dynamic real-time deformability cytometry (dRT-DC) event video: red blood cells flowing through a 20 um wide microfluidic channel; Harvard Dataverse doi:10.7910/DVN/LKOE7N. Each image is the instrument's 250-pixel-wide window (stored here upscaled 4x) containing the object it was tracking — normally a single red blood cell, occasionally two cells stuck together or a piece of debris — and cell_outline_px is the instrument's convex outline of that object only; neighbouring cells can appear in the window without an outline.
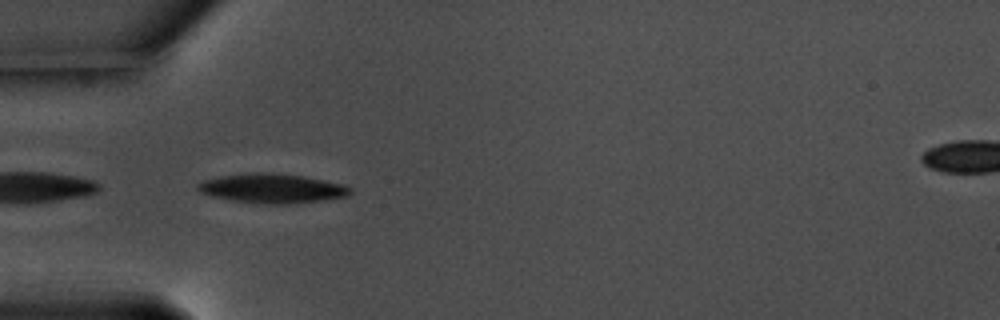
{"species": "common noctule bat (a hibernating species)", "species_latin": "Nyctalus noctula", "temperature_condition": "warm", "stored_images_in_passage": 38, "camera_frame_rate_fps": 3000, "um_per_image_px": 0.085, "animal": {"sex": "male", "body_mass_g": 17.5, "forearm_length_mm": 52.3}, "frame": {"image": 1, "passage_image": 1, "time_ms": 0.0, "image_size_px": [1000, 320], "cell_outline_px": [[352, 192], [348, 196], [320, 200], [288, 204], [264, 204], [232, 200], [212, 196], [200, 192], [196, 188], [196, 184], [204, 180], [220, 176], [256, 172], [264, 172], [304, 176], [344, 184], [352, 188]], "centroid_in_image_um": [23.14, 16.01], "position_along_channel_um": 61.9, "area_um2": 26.01}}
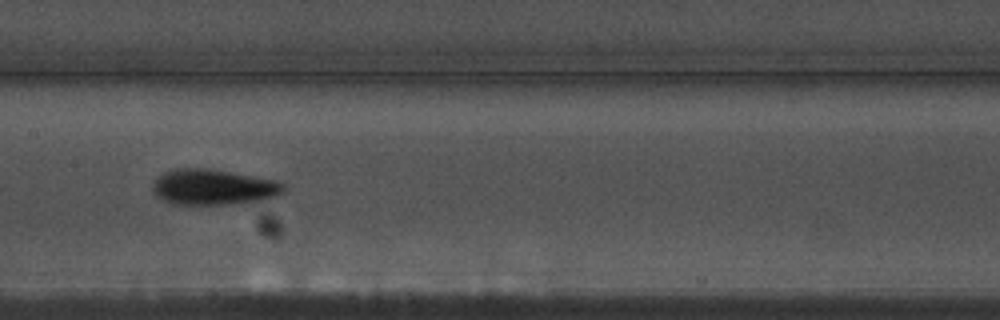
{"frame": {"image": 2, "passage_image": 12, "time_ms": 3.667, "image_size_px": [1000, 320], "cell_outline_px": [[284, 192], [268, 200], [244, 204], [168, 204], [156, 196], [152, 192], [152, 184], [164, 172], [176, 168], [204, 168], [276, 180], [284, 184]], "centroid_in_image_um": [18.14, 15.93], "position_along_channel_um": 189.3, "area_um2": 27.46}}
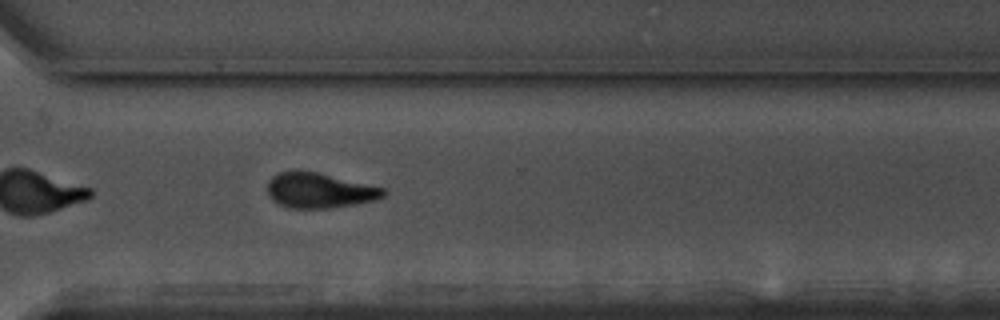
{"frame": {"image": 3, "passage_image": 25, "time_ms": 8.0, "image_size_px": [1000, 320], "cell_outline_px": [[388, 192], [384, 196], [376, 200], [356, 204], [328, 208], [292, 208], [280, 204], [272, 200], [268, 196], [268, 180], [272, 176], [280, 172], [316, 172], [384, 188]], "centroid_in_image_um": [27.16, 16.21], "position_along_channel_um": 343.4, "area_um2": 23.41}, "authors_computed_cell_mechanics": {"area_um2": 24.5072, "velocity_mm_per_s": 3.5599, "shape_relaxation_time_tau1_ms": 2.1204, "shape_relaxation_time_tau2_ms": 6.0668, "deformation_change_tau1": 0.1317, "deformation_change_tau2": 0.131}}